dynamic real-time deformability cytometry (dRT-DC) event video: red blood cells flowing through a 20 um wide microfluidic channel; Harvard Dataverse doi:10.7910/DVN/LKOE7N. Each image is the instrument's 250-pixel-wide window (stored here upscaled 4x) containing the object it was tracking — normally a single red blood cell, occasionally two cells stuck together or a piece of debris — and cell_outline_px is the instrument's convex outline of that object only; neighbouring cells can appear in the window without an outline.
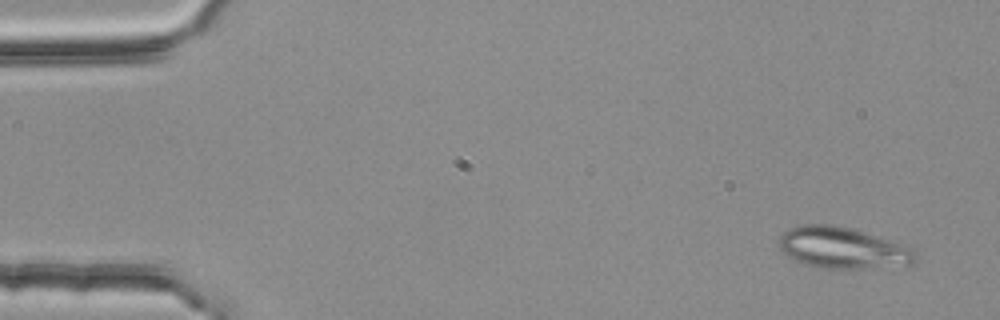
{"species": "common noctule bat (a hibernating species)", "species_latin": "Nyctalus noctula", "temperature_condition": "room temperature", "stored_images_in_passage": 3, "camera_frame_rate_fps": 3000, "um_per_image_px": 0.085, "animal": {"sex": "female", "body_mass_g": 25.1}, "frame": {"image": 1, "passage_image": 1, "time_ms": 0.0, "image_size_px": [1000, 320], "cell_outline_px": [[916, 260], [908, 264], [860, 268], [820, 268], [804, 264], [788, 256], [780, 248], [780, 236], [784, 232], [792, 228], [804, 224], [832, 224], [848, 228], [916, 248]], "centroid_in_image_um": [71.62, 21.07], "position_along_channel_um": 13.4, "area_um2": 32.19}}